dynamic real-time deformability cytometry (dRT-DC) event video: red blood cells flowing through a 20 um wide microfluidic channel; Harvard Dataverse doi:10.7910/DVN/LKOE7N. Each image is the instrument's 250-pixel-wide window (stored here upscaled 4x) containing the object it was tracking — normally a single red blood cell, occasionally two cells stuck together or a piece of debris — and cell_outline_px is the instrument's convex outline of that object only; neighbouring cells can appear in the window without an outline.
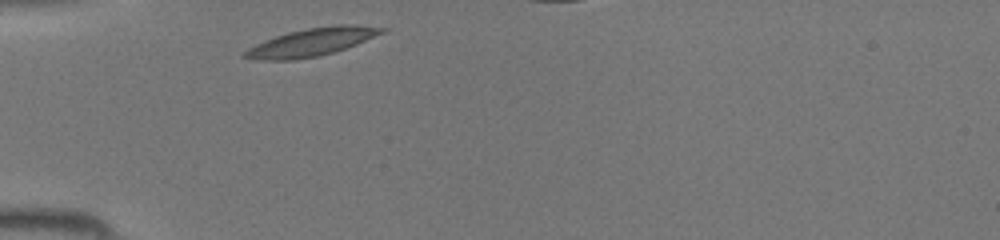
{"species": "common noctule bat (a hibernating species)", "species_latin": "Nyctalus noctula", "temperature_condition": "room temperature", "stored_images_in_passage": 27, "camera_frame_rate_fps": 3000, "um_per_image_px": 0.085, "animal": {"sex": "female", "body_mass_g": 19.5, "forearm_length_mm": 54.1}, "frame": {"image": 1, "passage_image": 1, "time_ms": 0.0, "image_size_px": [1000, 240], "cell_outline_px": [[388, 28], [384, 32], [356, 44], [332, 52], [316, 56], [292, 60], [260, 60], [240, 56], [240, 52], [264, 40], [288, 32], [308, 28], [336, 24], [356, 24]], "centroid_in_image_um": [26.45, 3.57], "position_along_channel_um": 58.5, "area_um2": 22.14}}
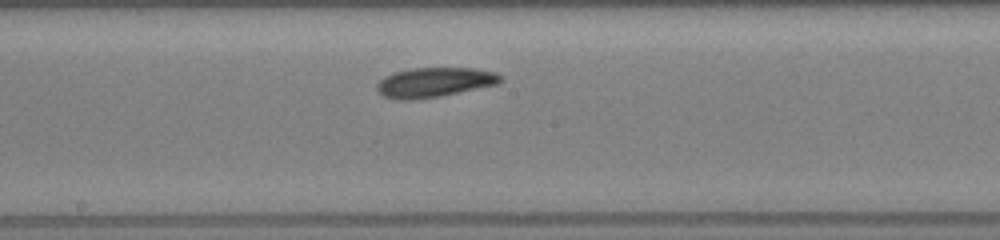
{"frame": {"image": 2, "passage_image": 12, "time_ms": 3.667, "image_size_px": [1000, 240], "cell_outline_px": [[504, 80], [496, 84], [440, 96], [412, 100], [400, 100], [384, 96], [376, 88], [376, 84], [384, 76], [392, 72], [412, 68], [476, 68], [496, 72]], "centroid_in_image_um": [36.9, 6.98], "position_along_channel_um": 211.3, "area_um2": 21.33}}
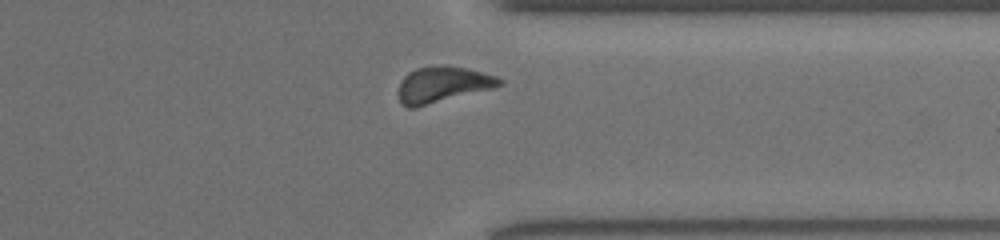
{"frame": {"image": 3, "passage_image": 23, "time_ms": 7.333, "image_size_px": [1000, 240], "cell_outline_px": [[504, 84], [496, 88], [416, 108], [408, 108], [400, 104], [400, 84], [404, 76], [408, 72], [416, 68], [440, 64], [444, 64], [468, 68], [496, 76], [504, 80]], "centroid_in_image_um": [37.68, 7.18], "position_along_channel_um": 373.7, "area_um2": 21.68}}